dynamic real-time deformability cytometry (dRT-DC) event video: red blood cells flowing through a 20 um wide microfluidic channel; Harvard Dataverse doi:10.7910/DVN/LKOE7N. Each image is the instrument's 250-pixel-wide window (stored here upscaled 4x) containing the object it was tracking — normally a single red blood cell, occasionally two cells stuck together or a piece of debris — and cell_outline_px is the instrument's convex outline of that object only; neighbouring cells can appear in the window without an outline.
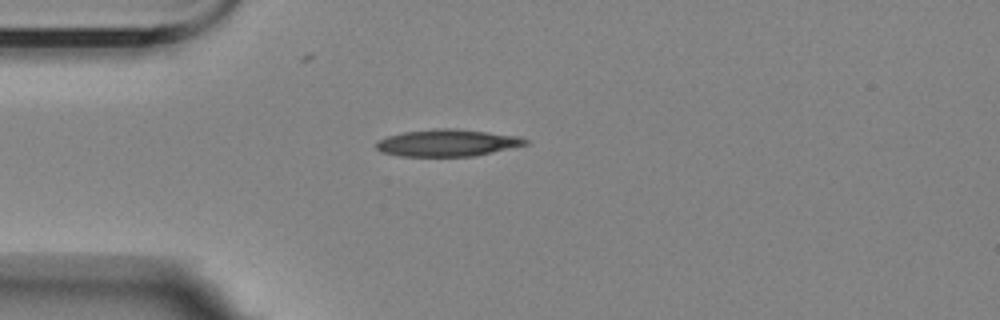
{"species": "Egyptian fruit bat (a non-hibernating species)", "species_latin": "Rousettus aegyptiacus", "temperature_condition": "room temperature", "stored_images_in_passage": 2, "camera_frame_rate_fps": 3000, "um_per_image_px": 0.085, "animal": {"sex": "female"}, "frame": {"image": 1, "passage_image": 1, "time_ms": 0.0, "image_size_px": [1000, 320], "cell_outline_px": [[528, 144], [472, 156], [400, 156], [384, 152], [376, 148], [376, 144], [380, 140], [388, 136], [404, 132], [432, 128], [456, 128], [520, 136], [528, 140]], "centroid_in_image_um": [38.04, 12.13], "position_along_channel_um": 47.0, "area_um2": 23.24}}